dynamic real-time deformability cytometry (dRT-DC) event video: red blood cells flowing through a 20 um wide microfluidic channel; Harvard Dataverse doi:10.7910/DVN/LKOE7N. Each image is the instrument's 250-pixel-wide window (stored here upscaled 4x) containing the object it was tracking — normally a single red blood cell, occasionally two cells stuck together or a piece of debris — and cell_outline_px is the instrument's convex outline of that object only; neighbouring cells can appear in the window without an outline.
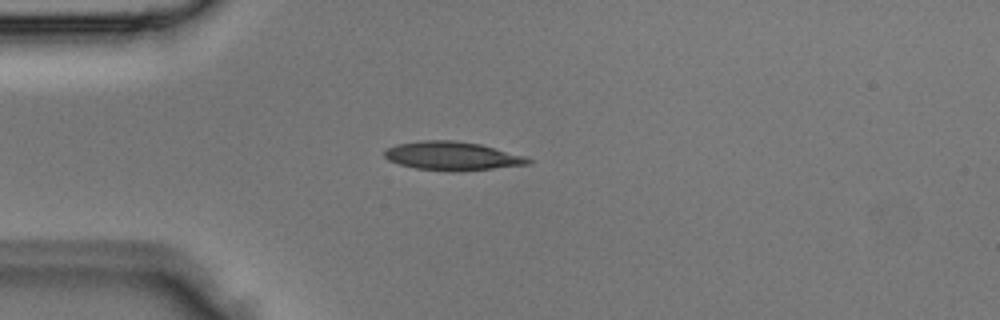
{"species": "Egyptian fruit bat (a non-hibernating species)", "species_latin": "Rousettus aegyptiacus", "temperature_condition": "room temperature", "stored_images_in_passage": 1, "camera_frame_rate_fps": 3000, "um_per_image_px": 0.085, "animal": {"sex": "male"}, "frame": {"image": 1, "passage_image": 1, "time_ms": 0.0, "image_size_px": [1000, 320], "cell_outline_px": [[532, 164], [456, 172], [416, 168], [400, 164], [388, 160], [384, 156], [384, 152], [388, 148], [396, 144], [420, 140], [456, 140], [480, 144], [524, 156], [532, 160]], "centroid_in_image_um": [38.44, 13.25], "position_along_channel_um": 46.6, "area_um2": 23.93}}